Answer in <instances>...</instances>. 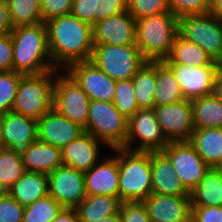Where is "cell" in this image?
I'll use <instances>...</instances> for the list:
<instances>
[{
    "instance_id": "obj_1",
    "label": "cell",
    "mask_w": 222,
    "mask_h": 222,
    "mask_svg": "<svg viewBox=\"0 0 222 222\" xmlns=\"http://www.w3.org/2000/svg\"><path fill=\"white\" fill-rule=\"evenodd\" d=\"M48 49L53 66L65 70L76 62L90 61L93 53V26L72 13L45 22Z\"/></svg>"
},
{
    "instance_id": "obj_2",
    "label": "cell",
    "mask_w": 222,
    "mask_h": 222,
    "mask_svg": "<svg viewBox=\"0 0 222 222\" xmlns=\"http://www.w3.org/2000/svg\"><path fill=\"white\" fill-rule=\"evenodd\" d=\"M13 71L22 75H40L57 70L48 49L45 23L13 27Z\"/></svg>"
},
{
    "instance_id": "obj_3",
    "label": "cell",
    "mask_w": 222,
    "mask_h": 222,
    "mask_svg": "<svg viewBox=\"0 0 222 222\" xmlns=\"http://www.w3.org/2000/svg\"><path fill=\"white\" fill-rule=\"evenodd\" d=\"M178 35V18L172 12L136 20V46L148 61H162Z\"/></svg>"
},
{
    "instance_id": "obj_4",
    "label": "cell",
    "mask_w": 222,
    "mask_h": 222,
    "mask_svg": "<svg viewBox=\"0 0 222 222\" xmlns=\"http://www.w3.org/2000/svg\"><path fill=\"white\" fill-rule=\"evenodd\" d=\"M119 199L142 202L152 193L151 152L119 148Z\"/></svg>"
},
{
    "instance_id": "obj_5",
    "label": "cell",
    "mask_w": 222,
    "mask_h": 222,
    "mask_svg": "<svg viewBox=\"0 0 222 222\" xmlns=\"http://www.w3.org/2000/svg\"><path fill=\"white\" fill-rule=\"evenodd\" d=\"M55 76L56 70L23 76L11 111L38 120L53 109Z\"/></svg>"
},
{
    "instance_id": "obj_6",
    "label": "cell",
    "mask_w": 222,
    "mask_h": 222,
    "mask_svg": "<svg viewBox=\"0 0 222 222\" xmlns=\"http://www.w3.org/2000/svg\"><path fill=\"white\" fill-rule=\"evenodd\" d=\"M84 131L110 150L123 148L128 132V118L117 110L113 102L92 100Z\"/></svg>"
},
{
    "instance_id": "obj_7",
    "label": "cell",
    "mask_w": 222,
    "mask_h": 222,
    "mask_svg": "<svg viewBox=\"0 0 222 222\" xmlns=\"http://www.w3.org/2000/svg\"><path fill=\"white\" fill-rule=\"evenodd\" d=\"M178 34L222 64V20L211 13L178 18Z\"/></svg>"
},
{
    "instance_id": "obj_8",
    "label": "cell",
    "mask_w": 222,
    "mask_h": 222,
    "mask_svg": "<svg viewBox=\"0 0 222 222\" xmlns=\"http://www.w3.org/2000/svg\"><path fill=\"white\" fill-rule=\"evenodd\" d=\"M90 61L111 79L119 81L132 79L148 60L136 45H94Z\"/></svg>"
},
{
    "instance_id": "obj_9",
    "label": "cell",
    "mask_w": 222,
    "mask_h": 222,
    "mask_svg": "<svg viewBox=\"0 0 222 222\" xmlns=\"http://www.w3.org/2000/svg\"><path fill=\"white\" fill-rule=\"evenodd\" d=\"M169 144L158 123L154 108L138 109L128 119V132L123 149L135 152L163 151Z\"/></svg>"
},
{
    "instance_id": "obj_10",
    "label": "cell",
    "mask_w": 222,
    "mask_h": 222,
    "mask_svg": "<svg viewBox=\"0 0 222 222\" xmlns=\"http://www.w3.org/2000/svg\"><path fill=\"white\" fill-rule=\"evenodd\" d=\"M90 102L87 94L65 70H56L53 108L58 113L85 129Z\"/></svg>"
},
{
    "instance_id": "obj_11",
    "label": "cell",
    "mask_w": 222,
    "mask_h": 222,
    "mask_svg": "<svg viewBox=\"0 0 222 222\" xmlns=\"http://www.w3.org/2000/svg\"><path fill=\"white\" fill-rule=\"evenodd\" d=\"M163 152L170 158L177 177L189 193L211 169L189 141L169 142Z\"/></svg>"
},
{
    "instance_id": "obj_12",
    "label": "cell",
    "mask_w": 222,
    "mask_h": 222,
    "mask_svg": "<svg viewBox=\"0 0 222 222\" xmlns=\"http://www.w3.org/2000/svg\"><path fill=\"white\" fill-rule=\"evenodd\" d=\"M48 195L64 209H76L86 197L84 172L62 165L48 174Z\"/></svg>"
},
{
    "instance_id": "obj_13",
    "label": "cell",
    "mask_w": 222,
    "mask_h": 222,
    "mask_svg": "<svg viewBox=\"0 0 222 222\" xmlns=\"http://www.w3.org/2000/svg\"><path fill=\"white\" fill-rule=\"evenodd\" d=\"M154 110L163 134L169 142L188 141L194 132L191 100L155 106Z\"/></svg>"
},
{
    "instance_id": "obj_14",
    "label": "cell",
    "mask_w": 222,
    "mask_h": 222,
    "mask_svg": "<svg viewBox=\"0 0 222 222\" xmlns=\"http://www.w3.org/2000/svg\"><path fill=\"white\" fill-rule=\"evenodd\" d=\"M65 71L87 94L90 100L113 102L116 81L91 61L76 62Z\"/></svg>"
},
{
    "instance_id": "obj_15",
    "label": "cell",
    "mask_w": 222,
    "mask_h": 222,
    "mask_svg": "<svg viewBox=\"0 0 222 222\" xmlns=\"http://www.w3.org/2000/svg\"><path fill=\"white\" fill-rule=\"evenodd\" d=\"M179 83L183 96L193 100L213 93L215 78L221 66H191L180 63H165Z\"/></svg>"
},
{
    "instance_id": "obj_16",
    "label": "cell",
    "mask_w": 222,
    "mask_h": 222,
    "mask_svg": "<svg viewBox=\"0 0 222 222\" xmlns=\"http://www.w3.org/2000/svg\"><path fill=\"white\" fill-rule=\"evenodd\" d=\"M3 148L23 154L37 140V120L13 111L0 114Z\"/></svg>"
},
{
    "instance_id": "obj_17",
    "label": "cell",
    "mask_w": 222,
    "mask_h": 222,
    "mask_svg": "<svg viewBox=\"0 0 222 222\" xmlns=\"http://www.w3.org/2000/svg\"><path fill=\"white\" fill-rule=\"evenodd\" d=\"M112 151L84 173L86 195L119 197V148Z\"/></svg>"
},
{
    "instance_id": "obj_18",
    "label": "cell",
    "mask_w": 222,
    "mask_h": 222,
    "mask_svg": "<svg viewBox=\"0 0 222 222\" xmlns=\"http://www.w3.org/2000/svg\"><path fill=\"white\" fill-rule=\"evenodd\" d=\"M94 45H136V20L127 12L98 20L93 25Z\"/></svg>"
},
{
    "instance_id": "obj_19",
    "label": "cell",
    "mask_w": 222,
    "mask_h": 222,
    "mask_svg": "<svg viewBox=\"0 0 222 222\" xmlns=\"http://www.w3.org/2000/svg\"><path fill=\"white\" fill-rule=\"evenodd\" d=\"M142 202L151 222H188L192 216L190 196L151 193Z\"/></svg>"
},
{
    "instance_id": "obj_20",
    "label": "cell",
    "mask_w": 222,
    "mask_h": 222,
    "mask_svg": "<svg viewBox=\"0 0 222 222\" xmlns=\"http://www.w3.org/2000/svg\"><path fill=\"white\" fill-rule=\"evenodd\" d=\"M84 129L54 108L37 120V139L62 149L77 138Z\"/></svg>"
},
{
    "instance_id": "obj_21",
    "label": "cell",
    "mask_w": 222,
    "mask_h": 222,
    "mask_svg": "<svg viewBox=\"0 0 222 222\" xmlns=\"http://www.w3.org/2000/svg\"><path fill=\"white\" fill-rule=\"evenodd\" d=\"M102 146L101 141L84 131L62 148L63 164L85 173L103 157Z\"/></svg>"
},
{
    "instance_id": "obj_22",
    "label": "cell",
    "mask_w": 222,
    "mask_h": 222,
    "mask_svg": "<svg viewBox=\"0 0 222 222\" xmlns=\"http://www.w3.org/2000/svg\"><path fill=\"white\" fill-rule=\"evenodd\" d=\"M152 193L190 196L177 177L170 158L163 152H151Z\"/></svg>"
},
{
    "instance_id": "obj_23",
    "label": "cell",
    "mask_w": 222,
    "mask_h": 222,
    "mask_svg": "<svg viewBox=\"0 0 222 222\" xmlns=\"http://www.w3.org/2000/svg\"><path fill=\"white\" fill-rule=\"evenodd\" d=\"M21 156L25 170L28 172L48 175L63 165L62 149L38 139Z\"/></svg>"
},
{
    "instance_id": "obj_24",
    "label": "cell",
    "mask_w": 222,
    "mask_h": 222,
    "mask_svg": "<svg viewBox=\"0 0 222 222\" xmlns=\"http://www.w3.org/2000/svg\"><path fill=\"white\" fill-rule=\"evenodd\" d=\"M9 195L23 207L33 204L48 195V175L28 172L19 178L10 188Z\"/></svg>"
},
{
    "instance_id": "obj_25",
    "label": "cell",
    "mask_w": 222,
    "mask_h": 222,
    "mask_svg": "<svg viewBox=\"0 0 222 222\" xmlns=\"http://www.w3.org/2000/svg\"><path fill=\"white\" fill-rule=\"evenodd\" d=\"M188 141L211 168L219 165L222 160V128L195 129Z\"/></svg>"
},
{
    "instance_id": "obj_26",
    "label": "cell",
    "mask_w": 222,
    "mask_h": 222,
    "mask_svg": "<svg viewBox=\"0 0 222 222\" xmlns=\"http://www.w3.org/2000/svg\"><path fill=\"white\" fill-rule=\"evenodd\" d=\"M164 63H180L191 66H222L198 45L188 42L179 34L176 36L170 54L162 60Z\"/></svg>"
},
{
    "instance_id": "obj_27",
    "label": "cell",
    "mask_w": 222,
    "mask_h": 222,
    "mask_svg": "<svg viewBox=\"0 0 222 222\" xmlns=\"http://www.w3.org/2000/svg\"><path fill=\"white\" fill-rule=\"evenodd\" d=\"M121 205L119 197L86 195L76 208L81 222H96L117 214Z\"/></svg>"
},
{
    "instance_id": "obj_28",
    "label": "cell",
    "mask_w": 222,
    "mask_h": 222,
    "mask_svg": "<svg viewBox=\"0 0 222 222\" xmlns=\"http://www.w3.org/2000/svg\"><path fill=\"white\" fill-rule=\"evenodd\" d=\"M192 206H222V172L211 168L190 192Z\"/></svg>"
},
{
    "instance_id": "obj_29",
    "label": "cell",
    "mask_w": 222,
    "mask_h": 222,
    "mask_svg": "<svg viewBox=\"0 0 222 222\" xmlns=\"http://www.w3.org/2000/svg\"><path fill=\"white\" fill-rule=\"evenodd\" d=\"M132 81L139 109L154 108V92L157 84V61H147L137 71Z\"/></svg>"
},
{
    "instance_id": "obj_30",
    "label": "cell",
    "mask_w": 222,
    "mask_h": 222,
    "mask_svg": "<svg viewBox=\"0 0 222 222\" xmlns=\"http://www.w3.org/2000/svg\"><path fill=\"white\" fill-rule=\"evenodd\" d=\"M195 129L222 128V101L213 94L191 100Z\"/></svg>"
},
{
    "instance_id": "obj_31",
    "label": "cell",
    "mask_w": 222,
    "mask_h": 222,
    "mask_svg": "<svg viewBox=\"0 0 222 222\" xmlns=\"http://www.w3.org/2000/svg\"><path fill=\"white\" fill-rule=\"evenodd\" d=\"M154 99L155 106L177 103L185 99L173 71L163 61H157Z\"/></svg>"
},
{
    "instance_id": "obj_32",
    "label": "cell",
    "mask_w": 222,
    "mask_h": 222,
    "mask_svg": "<svg viewBox=\"0 0 222 222\" xmlns=\"http://www.w3.org/2000/svg\"><path fill=\"white\" fill-rule=\"evenodd\" d=\"M12 27L43 22L40 0H6Z\"/></svg>"
},
{
    "instance_id": "obj_33",
    "label": "cell",
    "mask_w": 222,
    "mask_h": 222,
    "mask_svg": "<svg viewBox=\"0 0 222 222\" xmlns=\"http://www.w3.org/2000/svg\"><path fill=\"white\" fill-rule=\"evenodd\" d=\"M64 208L50 195L25 207L22 222H52Z\"/></svg>"
},
{
    "instance_id": "obj_34",
    "label": "cell",
    "mask_w": 222,
    "mask_h": 222,
    "mask_svg": "<svg viewBox=\"0 0 222 222\" xmlns=\"http://www.w3.org/2000/svg\"><path fill=\"white\" fill-rule=\"evenodd\" d=\"M26 172L21 154L8 148L0 150V179L9 188Z\"/></svg>"
},
{
    "instance_id": "obj_35",
    "label": "cell",
    "mask_w": 222,
    "mask_h": 222,
    "mask_svg": "<svg viewBox=\"0 0 222 222\" xmlns=\"http://www.w3.org/2000/svg\"><path fill=\"white\" fill-rule=\"evenodd\" d=\"M113 104L128 119L139 109L132 79L116 81Z\"/></svg>"
},
{
    "instance_id": "obj_36",
    "label": "cell",
    "mask_w": 222,
    "mask_h": 222,
    "mask_svg": "<svg viewBox=\"0 0 222 222\" xmlns=\"http://www.w3.org/2000/svg\"><path fill=\"white\" fill-rule=\"evenodd\" d=\"M23 76L13 70L0 73V114L12 110L19 82Z\"/></svg>"
},
{
    "instance_id": "obj_37",
    "label": "cell",
    "mask_w": 222,
    "mask_h": 222,
    "mask_svg": "<svg viewBox=\"0 0 222 222\" xmlns=\"http://www.w3.org/2000/svg\"><path fill=\"white\" fill-rule=\"evenodd\" d=\"M127 11L135 20L171 12L168 0H127Z\"/></svg>"
},
{
    "instance_id": "obj_38",
    "label": "cell",
    "mask_w": 222,
    "mask_h": 222,
    "mask_svg": "<svg viewBox=\"0 0 222 222\" xmlns=\"http://www.w3.org/2000/svg\"><path fill=\"white\" fill-rule=\"evenodd\" d=\"M170 11L177 17L209 13L210 0H168Z\"/></svg>"
},
{
    "instance_id": "obj_39",
    "label": "cell",
    "mask_w": 222,
    "mask_h": 222,
    "mask_svg": "<svg viewBox=\"0 0 222 222\" xmlns=\"http://www.w3.org/2000/svg\"><path fill=\"white\" fill-rule=\"evenodd\" d=\"M71 13L92 26L100 20L99 0H73Z\"/></svg>"
},
{
    "instance_id": "obj_40",
    "label": "cell",
    "mask_w": 222,
    "mask_h": 222,
    "mask_svg": "<svg viewBox=\"0 0 222 222\" xmlns=\"http://www.w3.org/2000/svg\"><path fill=\"white\" fill-rule=\"evenodd\" d=\"M43 22L69 14L72 11L73 0H40Z\"/></svg>"
},
{
    "instance_id": "obj_41",
    "label": "cell",
    "mask_w": 222,
    "mask_h": 222,
    "mask_svg": "<svg viewBox=\"0 0 222 222\" xmlns=\"http://www.w3.org/2000/svg\"><path fill=\"white\" fill-rule=\"evenodd\" d=\"M119 214L122 222H151L143 202H121Z\"/></svg>"
},
{
    "instance_id": "obj_42",
    "label": "cell",
    "mask_w": 222,
    "mask_h": 222,
    "mask_svg": "<svg viewBox=\"0 0 222 222\" xmlns=\"http://www.w3.org/2000/svg\"><path fill=\"white\" fill-rule=\"evenodd\" d=\"M24 209L10 195L0 198V222H22Z\"/></svg>"
},
{
    "instance_id": "obj_43",
    "label": "cell",
    "mask_w": 222,
    "mask_h": 222,
    "mask_svg": "<svg viewBox=\"0 0 222 222\" xmlns=\"http://www.w3.org/2000/svg\"><path fill=\"white\" fill-rule=\"evenodd\" d=\"M0 67L3 71L13 70V40L10 33L0 35Z\"/></svg>"
},
{
    "instance_id": "obj_44",
    "label": "cell",
    "mask_w": 222,
    "mask_h": 222,
    "mask_svg": "<svg viewBox=\"0 0 222 222\" xmlns=\"http://www.w3.org/2000/svg\"><path fill=\"white\" fill-rule=\"evenodd\" d=\"M191 218L196 222H222V206H192Z\"/></svg>"
},
{
    "instance_id": "obj_45",
    "label": "cell",
    "mask_w": 222,
    "mask_h": 222,
    "mask_svg": "<svg viewBox=\"0 0 222 222\" xmlns=\"http://www.w3.org/2000/svg\"><path fill=\"white\" fill-rule=\"evenodd\" d=\"M100 20L127 12V0H99Z\"/></svg>"
},
{
    "instance_id": "obj_46",
    "label": "cell",
    "mask_w": 222,
    "mask_h": 222,
    "mask_svg": "<svg viewBox=\"0 0 222 222\" xmlns=\"http://www.w3.org/2000/svg\"><path fill=\"white\" fill-rule=\"evenodd\" d=\"M12 28L7 1L0 0V35L10 33Z\"/></svg>"
},
{
    "instance_id": "obj_47",
    "label": "cell",
    "mask_w": 222,
    "mask_h": 222,
    "mask_svg": "<svg viewBox=\"0 0 222 222\" xmlns=\"http://www.w3.org/2000/svg\"><path fill=\"white\" fill-rule=\"evenodd\" d=\"M56 222H81L76 209H63L56 217Z\"/></svg>"
},
{
    "instance_id": "obj_48",
    "label": "cell",
    "mask_w": 222,
    "mask_h": 222,
    "mask_svg": "<svg viewBox=\"0 0 222 222\" xmlns=\"http://www.w3.org/2000/svg\"><path fill=\"white\" fill-rule=\"evenodd\" d=\"M212 94L220 101H222V66L219 69L215 78L214 89Z\"/></svg>"
},
{
    "instance_id": "obj_49",
    "label": "cell",
    "mask_w": 222,
    "mask_h": 222,
    "mask_svg": "<svg viewBox=\"0 0 222 222\" xmlns=\"http://www.w3.org/2000/svg\"><path fill=\"white\" fill-rule=\"evenodd\" d=\"M209 13L222 20V0H210Z\"/></svg>"
},
{
    "instance_id": "obj_50",
    "label": "cell",
    "mask_w": 222,
    "mask_h": 222,
    "mask_svg": "<svg viewBox=\"0 0 222 222\" xmlns=\"http://www.w3.org/2000/svg\"><path fill=\"white\" fill-rule=\"evenodd\" d=\"M96 222H122L119 212L117 214L107 216L101 220H97Z\"/></svg>"
},
{
    "instance_id": "obj_51",
    "label": "cell",
    "mask_w": 222,
    "mask_h": 222,
    "mask_svg": "<svg viewBox=\"0 0 222 222\" xmlns=\"http://www.w3.org/2000/svg\"><path fill=\"white\" fill-rule=\"evenodd\" d=\"M9 195V187L0 179V198Z\"/></svg>"
},
{
    "instance_id": "obj_52",
    "label": "cell",
    "mask_w": 222,
    "mask_h": 222,
    "mask_svg": "<svg viewBox=\"0 0 222 222\" xmlns=\"http://www.w3.org/2000/svg\"><path fill=\"white\" fill-rule=\"evenodd\" d=\"M216 169H218L219 171L222 172V160H221V162L219 163V165L216 167Z\"/></svg>"
},
{
    "instance_id": "obj_53",
    "label": "cell",
    "mask_w": 222,
    "mask_h": 222,
    "mask_svg": "<svg viewBox=\"0 0 222 222\" xmlns=\"http://www.w3.org/2000/svg\"><path fill=\"white\" fill-rule=\"evenodd\" d=\"M3 148L2 141H1V135H0V150Z\"/></svg>"
},
{
    "instance_id": "obj_54",
    "label": "cell",
    "mask_w": 222,
    "mask_h": 222,
    "mask_svg": "<svg viewBox=\"0 0 222 222\" xmlns=\"http://www.w3.org/2000/svg\"><path fill=\"white\" fill-rule=\"evenodd\" d=\"M188 222H196L194 219L190 218Z\"/></svg>"
}]
</instances>
